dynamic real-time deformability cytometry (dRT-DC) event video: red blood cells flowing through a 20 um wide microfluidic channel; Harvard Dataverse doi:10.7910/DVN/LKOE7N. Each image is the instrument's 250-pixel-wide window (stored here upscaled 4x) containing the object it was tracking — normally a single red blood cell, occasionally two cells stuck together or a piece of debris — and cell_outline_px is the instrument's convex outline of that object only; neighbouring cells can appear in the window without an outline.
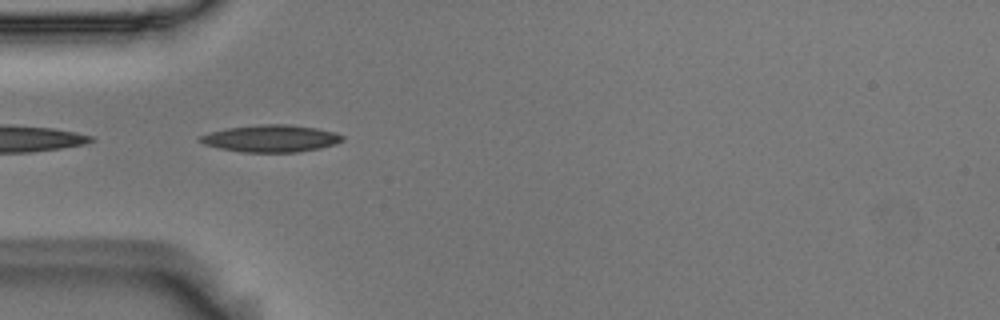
{"species": "Egyptian fruit bat (a non-hibernating species)", "species_latin": "Rousettus aegyptiacus", "temperature_condition": "room temperature", "stored_images_in_passage": 14, "camera_frame_rate_fps": 3000, "um_per_image_px": 0.085, "animal": {"sex": "male"}, "frame": {"image": 1, "passage_image": 1, "time_ms": 0.0, "image_size_px": [1000, 320], "cell_outline_px": [[344, 140], [336, 144], [320, 148], [296, 152], [244, 152], [220, 148], [204, 144], [196, 140], [196, 136], [228, 128], [260, 124], [288, 124], [316, 128], [336, 132], [344, 136]], "centroid_in_image_um": [23.03, 11.76], "position_along_channel_um": 62.0, "area_um2": 22.54}}
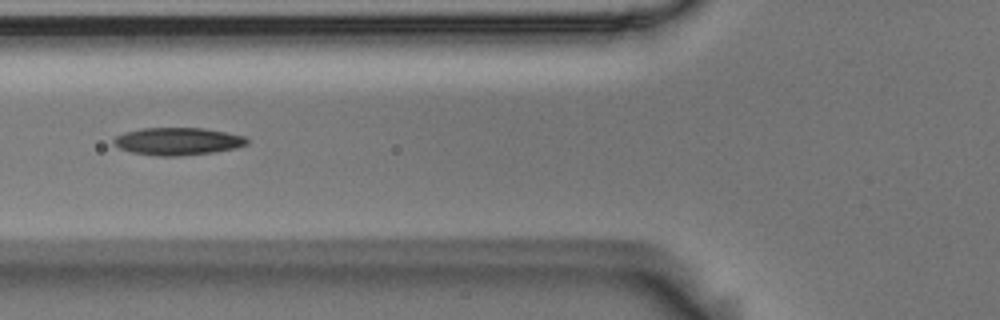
{"frame": {"image": 2, "passage_image": 5, "time_ms": 1.333, "image_size_px": [1000, 320], "cell_outline_px": [[248, 144], [236, 148], [216, 152], [180, 156], [156, 156], [132, 152], [120, 148], [112, 144], [112, 140], [116, 136], [124, 132], [144, 128], [204, 128], [244, 136], [248, 140]], "centroid_in_image_um": [15.1, 12.02], "position_along_channel_um": 110.7, "area_um2": 21.44}}
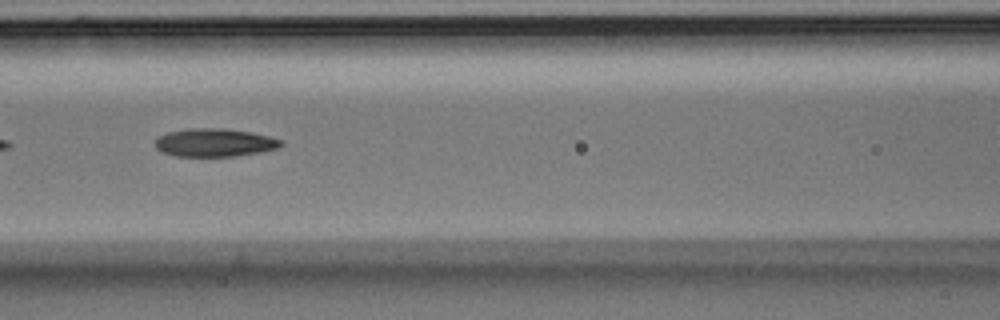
{"frame": {"image": 3, "passage_image": 8, "time_ms": 2.333, "image_size_px": [1000, 320], "cell_outline_px": [[284, 144], [276, 148], [260, 152], [236, 156], [176, 156], [160, 152], [156, 148], [156, 140], [160, 136], [168, 132], [188, 128], [220, 128], [248, 132], [268, 136], [284, 140]], "centroid_in_image_um": [18.23, 12.12], "position_along_channel_um": 148.4, "area_um2": 20.52}}